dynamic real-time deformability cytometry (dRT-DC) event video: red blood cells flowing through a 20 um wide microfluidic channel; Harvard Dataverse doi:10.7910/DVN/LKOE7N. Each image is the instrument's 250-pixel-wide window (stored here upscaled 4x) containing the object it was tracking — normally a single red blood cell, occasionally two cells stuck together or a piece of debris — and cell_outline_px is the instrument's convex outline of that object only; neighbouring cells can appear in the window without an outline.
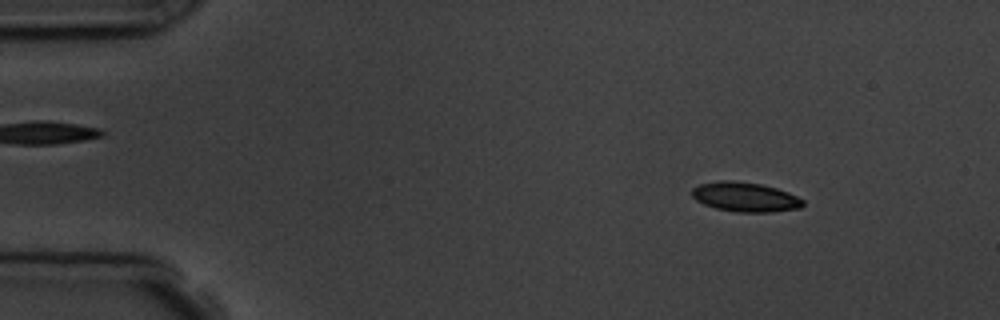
{"species": "common noctule bat (a hibernating species)", "species_latin": "Nyctalus noctula", "temperature_condition": "room temperature", "stored_images_in_passage": 8, "camera_frame_rate_fps": 3000, "um_per_image_px": 0.085, "animal": {"sex": "male", "body_mass_g": 19.5, "forearm_length_mm": 54.6}, "frame": {"image": 1, "passage_image": 3, "time_ms": 2.333, "image_size_px": [1000, 320], "cell_outline_px": [[804, 204], [800, 208], [772, 212], [736, 212], [716, 208], [704, 204], [696, 200], [692, 196], [692, 188], [700, 184], [720, 180], [732, 180], [760, 184], [776, 188], [788, 192], [804, 200]], "centroid_in_image_um": [63.34, 16.74], "position_along_channel_um": 21.7, "area_um2": 19.07}}
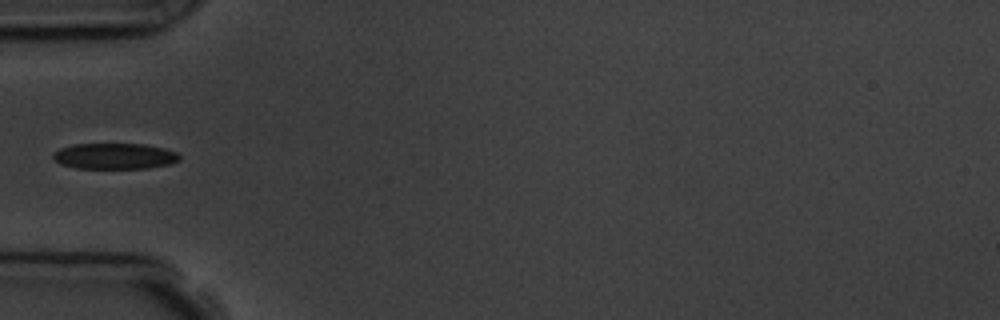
{"frame": {"image": 2, "passage_image": 6, "time_ms": 6.0, "image_size_px": [1000, 320], "cell_outline_px": [[180, 160], [168, 164], [148, 168], [76, 168], [60, 164], [52, 156], [60, 148], [72, 144], [144, 144], [164, 148], [176, 152], [180, 156]], "centroid_in_image_um": [9.75, 13.27], "position_along_channel_um": 75.3, "area_um2": 18.96}}